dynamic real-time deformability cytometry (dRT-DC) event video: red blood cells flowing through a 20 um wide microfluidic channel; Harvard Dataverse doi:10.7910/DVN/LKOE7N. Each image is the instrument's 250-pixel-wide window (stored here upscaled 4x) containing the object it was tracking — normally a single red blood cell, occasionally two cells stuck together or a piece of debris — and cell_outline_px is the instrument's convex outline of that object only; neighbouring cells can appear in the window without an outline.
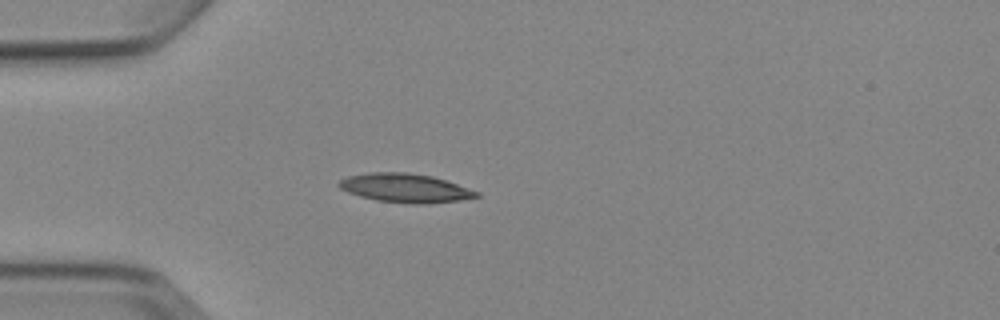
{"species": "Egyptian fruit bat (a non-hibernating species)", "species_latin": "Rousettus aegyptiacus", "temperature_condition": "cold", "stored_images_in_passage": 6, "camera_frame_rate_fps": 3000, "um_per_image_px": 0.085, "animal": {"sex": "female"}, "frame": {"image": 1, "passage_image": 5, "time_ms": 4.667, "image_size_px": [1000, 320], "cell_outline_px": [[480, 196], [460, 200], [424, 204], [416, 204], [376, 200], [360, 196], [348, 192], [340, 188], [336, 184], [340, 180], [348, 176], [368, 172], [408, 172], [432, 176], [480, 192]], "centroid_in_image_um": [34.42, 15.97], "position_along_channel_um": 50.6, "area_um2": 23.0}}